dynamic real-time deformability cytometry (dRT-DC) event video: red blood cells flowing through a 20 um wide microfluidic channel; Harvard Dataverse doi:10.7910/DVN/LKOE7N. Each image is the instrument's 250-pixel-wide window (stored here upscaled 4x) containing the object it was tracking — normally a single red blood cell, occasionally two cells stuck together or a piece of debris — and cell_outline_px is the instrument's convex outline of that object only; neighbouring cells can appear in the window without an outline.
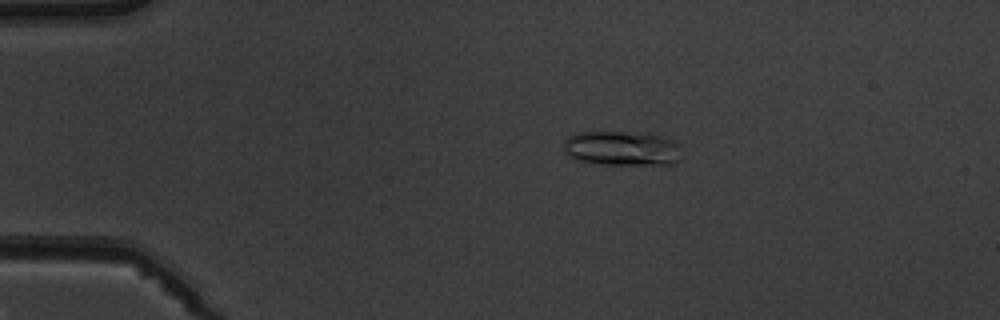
{"species": "common noctule bat (a hibernating species)", "species_latin": "Nyctalus noctula", "temperature_condition": "warm", "stored_images_in_passage": 4, "camera_frame_rate_fps": 3000, "um_per_image_px": 0.085, "animal": {"sex": "male", "body_mass_g": 19.5, "forearm_length_mm": 54.6}, "frame": {"image": 1, "passage_image": 3, "time_ms": 2.333, "image_size_px": [1000, 320], "cell_outline_px": [[676, 160], [672, 164], [604, 164], [576, 160], [568, 156], [564, 152], [564, 140], [568, 136], [576, 132], [644, 132], [660, 136], [672, 140], [676, 144]], "centroid_in_image_um": [52.74, 12.59], "position_along_channel_um": 32.3, "area_um2": 23.47}}